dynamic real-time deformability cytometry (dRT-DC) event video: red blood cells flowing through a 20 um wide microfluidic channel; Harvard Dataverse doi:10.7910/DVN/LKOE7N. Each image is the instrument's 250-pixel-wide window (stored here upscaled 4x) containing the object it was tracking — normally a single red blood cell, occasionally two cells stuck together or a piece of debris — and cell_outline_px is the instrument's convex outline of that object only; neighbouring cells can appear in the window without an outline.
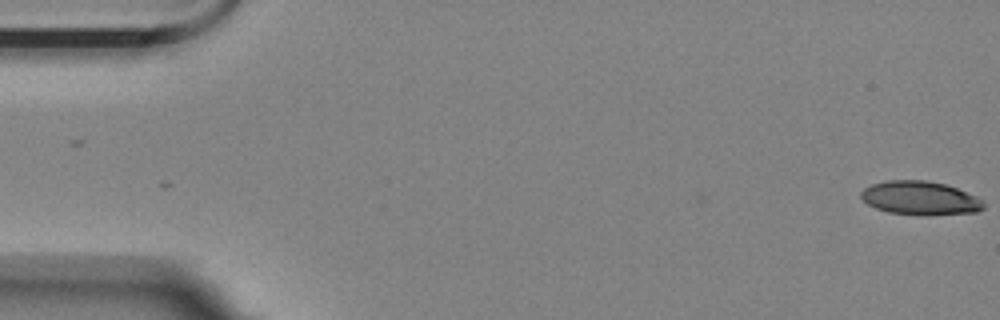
{"species": "Egyptian fruit bat (a non-hibernating species)", "species_latin": "Rousettus aegyptiacus", "temperature_condition": "room temperature", "stored_images_in_passage": 5, "camera_frame_rate_fps": 3000, "um_per_image_px": 0.085, "animal": {"sex": "female"}, "frame": {"image": 1, "passage_image": 1, "time_ms": 0.0, "image_size_px": [1000, 320], "cell_outline_px": [[984, 208], [976, 212], [928, 216], [924, 216], [888, 212], [876, 208], [868, 204], [860, 196], [860, 192], [864, 188], [872, 184], [884, 180], [928, 180], [944, 184], [956, 188], [976, 196], [984, 200]], "centroid_in_image_um": [78.22, 16.84], "position_along_channel_um": 6.8, "area_um2": 24.33}}